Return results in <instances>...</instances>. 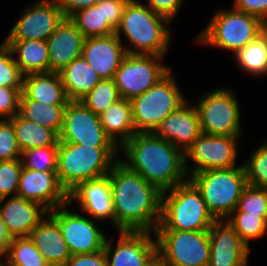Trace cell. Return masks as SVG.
I'll return each mask as SVG.
<instances>
[{
  "label": "cell",
  "mask_w": 267,
  "mask_h": 266,
  "mask_svg": "<svg viewBox=\"0 0 267 266\" xmlns=\"http://www.w3.org/2000/svg\"><path fill=\"white\" fill-rule=\"evenodd\" d=\"M119 232L154 233L161 219L162 192L118 160L107 175Z\"/></svg>",
  "instance_id": "cell-1"
},
{
  "label": "cell",
  "mask_w": 267,
  "mask_h": 266,
  "mask_svg": "<svg viewBox=\"0 0 267 266\" xmlns=\"http://www.w3.org/2000/svg\"><path fill=\"white\" fill-rule=\"evenodd\" d=\"M119 152L123 164L161 192L189 180L185 153L153 132L135 133Z\"/></svg>",
  "instance_id": "cell-2"
},
{
  "label": "cell",
  "mask_w": 267,
  "mask_h": 266,
  "mask_svg": "<svg viewBox=\"0 0 267 266\" xmlns=\"http://www.w3.org/2000/svg\"><path fill=\"white\" fill-rule=\"evenodd\" d=\"M169 23L172 22L165 16L155 13L137 0H130L115 34L121 41V35L127 38L129 47L124 46L127 54L165 57L172 37Z\"/></svg>",
  "instance_id": "cell-3"
},
{
  "label": "cell",
  "mask_w": 267,
  "mask_h": 266,
  "mask_svg": "<svg viewBox=\"0 0 267 266\" xmlns=\"http://www.w3.org/2000/svg\"><path fill=\"white\" fill-rule=\"evenodd\" d=\"M118 154L119 148H93L59 141L58 179L69 194L82 182L107 176L120 159Z\"/></svg>",
  "instance_id": "cell-4"
},
{
  "label": "cell",
  "mask_w": 267,
  "mask_h": 266,
  "mask_svg": "<svg viewBox=\"0 0 267 266\" xmlns=\"http://www.w3.org/2000/svg\"><path fill=\"white\" fill-rule=\"evenodd\" d=\"M214 221L190 180L162 192L161 219L156 229L208 231Z\"/></svg>",
  "instance_id": "cell-5"
},
{
  "label": "cell",
  "mask_w": 267,
  "mask_h": 266,
  "mask_svg": "<svg viewBox=\"0 0 267 266\" xmlns=\"http://www.w3.org/2000/svg\"><path fill=\"white\" fill-rule=\"evenodd\" d=\"M200 191L208 212L215 220L226 219L236 208L248 185L243 164L228 169H213L189 176Z\"/></svg>",
  "instance_id": "cell-6"
},
{
  "label": "cell",
  "mask_w": 267,
  "mask_h": 266,
  "mask_svg": "<svg viewBox=\"0 0 267 266\" xmlns=\"http://www.w3.org/2000/svg\"><path fill=\"white\" fill-rule=\"evenodd\" d=\"M267 29L259 18L232 7L218 9L195 41L233 51L235 55Z\"/></svg>",
  "instance_id": "cell-7"
},
{
  "label": "cell",
  "mask_w": 267,
  "mask_h": 266,
  "mask_svg": "<svg viewBox=\"0 0 267 266\" xmlns=\"http://www.w3.org/2000/svg\"><path fill=\"white\" fill-rule=\"evenodd\" d=\"M173 75L171 70L150 89L130 100L136 133L154 132L170 113L187 101Z\"/></svg>",
  "instance_id": "cell-8"
},
{
  "label": "cell",
  "mask_w": 267,
  "mask_h": 266,
  "mask_svg": "<svg viewBox=\"0 0 267 266\" xmlns=\"http://www.w3.org/2000/svg\"><path fill=\"white\" fill-rule=\"evenodd\" d=\"M154 237L163 266H208L209 231L156 229Z\"/></svg>",
  "instance_id": "cell-9"
},
{
  "label": "cell",
  "mask_w": 267,
  "mask_h": 266,
  "mask_svg": "<svg viewBox=\"0 0 267 266\" xmlns=\"http://www.w3.org/2000/svg\"><path fill=\"white\" fill-rule=\"evenodd\" d=\"M196 103L201 131L208 135L241 136L240 107L235 92L217 88Z\"/></svg>",
  "instance_id": "cell-10"
},
{
  "label": "cell",
  "mask_w": 267,
  "mask_h": 266,
  "mask_svg": "<svg viewBox=\"0 0 267 266\" xmlns=\"http://www.w3.org/2000/svg\"><path fill=\"white\" fill-rule=\"evenodd\" d=\"M163 60L158 55L127 54L114 77L120 97L131 100L165 77L171 68Z\"/></svg>",
  "instance_id": "cell-11"
},
{
  "label": "cell",
  "mask_w": 267,
  "mask_h": 266,
  "mask_svg": "<svg viewBox=\"0 0 267 266\" xmlns=\"http://www.w3.org/2000/svg\"><path fill=\"white\" fill-rule=\"evenodd\" d=\"M239 137L202 133L185 152L188 176L207 170L237 167ZM188 160L193 162L190 167Z\"/></svg>",
  "instance_id": "cell-12"
},
{
  "label": "cell",
  "mask_w": 267,
  "mask_h": 266,
  "mask_svg": "<svg viewBox=\"0 0 267 266\" xmlns=\"http://www.w3.org/2000/svg\"><path fill=\"white\" fill-rule=\"evenodd\" d=\"M69 205L67 203L57 207L49 211V214L57 222L71 255L103 250L107 237L96 224V220L89 218L88 215L85 217V215L70 211Z\"/></svg>",
  "instance_id": "cell-13"
},
{
  "label": "cell",
  "mask_w": 267,
  "mask_h": 266,
  "mask_svg": "<svg viewBox=\"0 0 267 266\" xmlns=\"http://www.w3.org/2000/svg\"><path fill=\"white\" fill-rule=\"evenodd\" d=\"M59 141L93 148H118L103 130L99 115L80 101L68 102Z\"/></svg>",
  "instance_id": "cell-14"
},
{
  "label": "cell",
  "mask_w": 267,
  "mask_h": 266,
  "mask_svg": "<svg viewBox=\"0 0 267 266\" xmlns=\"http://www.w3.org/2000/svg\"><path fill=\"white\" fill-rule=\"evenodd\" d=\"M58 0H37L27 7L5 40H44L64 20Z\"/></svg>",
  "instance_id": "cell-15"
},
{
  "label": "cell",
  "mask_w": 267,
  "mask_h": 266,
  "mask_svg": "<svg viewBox=\"0 0 267 266\" xmlns=\"http://www.w3.org/2000/svg\"><path fill=\"white\" fill-rule=\"evenodd\" d=\"M17 196L37 202L48 211L69 203V194L62 187L56 171H38L23 167Z\"/></svg>",
  "instance_id": "cell-16"
},
{
  "label": "cell",
  "mask_w": 267,
  "mask_h": 266,
  "mask_svg": "<svg viewBox=\"0 0 267 266\" xmlns=\"http://www.w3.org/2000/svg\"><path fill=\"white\" fill-rule=\"evenodd\" d=\"M118 235L115 250L112 240L105 243L108 266H147L157 256L156 239L151 233L118 232Z\"/></svg>",
  "instance_id": "cell-17"
},
{
  "label": "cell",
  "mask_w": 267,
  "mask_h": 266,
  "mask_svg": "<svg viewBox=\"0 0 267 266\" xmlns=\"http://www.w3.org/2000/svg\"><path fill=\"white\" fill-rule=\"evenodd\" d=\"M208 231V266H248L250 247L243 242L226 219L215 220Z\"/></svg>",
  "instance_id": "cell-18"
},
{
  "label": "cell",
  "mask_w": 267,
  "mask_h": 266,
  "mask_svg": "<svg viewBox=\"0 0 267 266\" xmlns=\"http://www.w3.org/2000/svg\"><path fill=\"white\" fill-rule=\"evenodd\" d=\"M188 100L170 113L153 132L184 153L202 134L197 109Z\"/></svg>",
  "instance_id": "cell-19"
},
{
  "label": "cell",
  "mask_w": 267,
  "mask_h": 266,
  "mask_svg": "<svg viewBox=\"0 0 267 266\" xmlns=\"http://www.w3.org/2000/svg\"><path fill=\"white\" fill-rule=\"evenodd\" d=\"M124 46L115 33L85 38L81 56L102 79H111L127 55Z\"/></svg>",
  "instance_id": "cell-20"
},
{
  "label": "cell",
  "mask_w": 267,
  "mask_h": 266,
  "mask_svg": "<svg viewBox=\"0 0 267 266\" xmlns=\"http://www.w3.org/2000/svg\"><path fill=\"white\" fill-rule=\"evenodd\" d=\"M77 203L83 213L96 220H108L114 227V208L109 177L80 183L69 193V204Z\"/></svg>",
  "instance_id": "cell-21"
},
{
  "label": "cell",
  "mask_w": 267,
  "mask_h": 266,
  "mask_svg": "<svg viewBox=\"0 0 267 266\" xmlns=\"http://www.w3.org/2000/svg\"><path fill=\"white\" fill-rule=\"evenodd\" d=\"M7 199V197L0 199V213L13 238L29 237L32 230L49 213L37 202L25 200L17 195Z\"/></svg>",
  "instance_id": "cell-22"
},
{
  "label": "cell",
  "mask_w": 267,
  "mask_h": 266,
  "mask_svg": "<svg viewBox=\"0 0 267 266\" xmlns=\"http://www.w3.org/2000/svg\"><path fill=\"white\" fill-rule=\"evenodd\" d=\"M85 37L69 19L58 25L47 39L49 72H59L74 59L81 57Z\"/></svg>",
  "instance_id": "cell-23"
},
{
  "label": "cell",
  "mask_w": 267,
  "mask_h": 266,
  "mask_svg": "<svg viewBox=\"0 0 267 266\" xmlns=\"http://www.w3.org/2000/svg\"><path fill=\"white\" fill-rule=\"evenodd\" d=\"M49 266H64L71 257L60 228L48 213L29 235Z\"/></svg>",
  "instance_id": "cell-24"
},
{
  "label": "cell",
  "mask_w": 267,
  "mask_h": 266,
  "mask_svg": "<svg viewBox=\"0 0 267 266\" xmlns=\"http://www.w3.org/2000/svg\"><path fill=\"white\" fill-rule=\"evenodd\" d=\"M106 135L120 149L135 133L130 100L120 98L99 115Z\"/></svg>",
  "instance_id": "cell-25"
},
{
  "label": "cell",
  "mask_w": 267,
  "mask_h": 266,
  "mask_svg": "<svg viewBox=\"0 0 267 266\" xmlns=\"http://www.w3.org/2000/svg\"><path fill=\"white\" fill-rule=\"evenodd\" d=\"M59 74L69 101H80L102 79L82 56L65 66Z\"/></svg>",
  "instance_id": "cell-26"
},
{
  "label": "cell",
  "mask_w": 267,
  "mask_h": 266,
  "mask_svg": "<svg viewBox=\"0 0 267 266\" xmlns=\"http://www.w3.org/2000/svg\"><path fill=\"white\" fill-rule=\"evenodd\" d=\"M22 93L28 99L46 104H68L69 102L59 72L25 75Z\"/></svg>",
  "instance_id": "cell-27"
},
{
  "label": "cell",
  "mask_w": 267,
  "mask_h": 266,
  "mask_svg": "<svg viewBox=\"0 0 267 266\" xmlns=\"http://www.w3.org/2000/svg\"><path fill=\"white\" fill-rule=\"evenodd\" d=\"M22 74L49 72L48 44L44 40H5Z\"/></svg>",
  "instance_id": "cell-28"
},
{
  "label": "cell",
  "mask_w": 267,
  "mask_h": 266,
  "mask_svg": "<svg viewBox=\"0 0 267 266\" xmlns=\"http://www.w3.org/2000/svg\"><path fill=\"white\" fill-rule=\"evenodd\" d=\"M8 120L14 127L21 152L59 144V135L54 130L31 122L23 118L19 113Z\"/></svg>",
  "instance_id": "cell-29"
},
{
  "label": "cell",
  "mask_w": 267,
  "mask_h": 266,
  "mask_svg": "<svg viewBox=\"0 0 267 266\" xmlns=\"http://www.w3.org/2000/svg\"><path fill=\"white\" fill-rule=\"evenodd\" d=\"M67 104H46L28 99L23 93L20 97L19 114L38 125L54 130L58 135L62 129Z\"/></svg>",
  "instance_id": "cell-30"
},
{
  "label": "cell",
  "mask_w": 267,
  "mask_h": 266,
  "mask_svg": "<svg viewBox=\"0 0 267 266\" xmlns=\"http://www.w3.org/2000/svg\"><path fill=\"white\" fill-rule=\"evenodd\" d=\"M233 57L237 66L248 75L267 77V29Z\"/></svg>",
  "instance_id": "cell-31"
},
{
  "label": "cell",
  "mask_w": 267,
  "mask_h": 266,
  "mask_svg": "<svg viewBox=\"0 0 267 266\" xmlns=\"http://www.w3.org/2000/svg\"><path fill=\"white\" fill-rule=\"evenodd\" d=\"M85 38L103 37L115 33V30L103 19L102 0L96 5L87 7L69 18Z\"/></svg>",
  "instance_id": "cell-32"
},
{
  "label": "cell",
  "mask_w": 267,
  "mask_h": 266,
  "mask_svg": "<svg viewBox=\"0 0 267 266\" xmlns=\"http://www.w3.org/2000/svg\"><path fill=\"white\" fill-rule=\"evenodd\" d=\"M4 261L8 266H49L29 237L13 238Z\"/></svg>",
  "instance_id": "cell-33"
},
{
  "label": "cell",
  "mask_w": 267,
  "mask_h": 266,
  "mask_svg": "<svg viewBox=\"0 0 267 266\" xmlns=\"http://www.w3.org/2000/svg\"><path fill=\"white\" fill-rule=\"evenodd\" d=\"M114 78L101 81L80 102L97 115L120 99Z\"/></svg>",
  "instance_id": "cell-34"
},
{
  "label": "cell",
  "mask_w": 267,
  "mask_h": 266,
  "mask_svg": "<svg viewBox=\"0 0 267 266\" xmlns=\"http://www.w3.org/2000/svg\"><path fill=\"white\" fill-rule=\"evenodd\" d=\"M226 220L248 247L250 240L259 239L267 233V223L259 215L232 212Z\"/></svg>",
  "instance_id": "cell-35"
},
{
  "label": "cell",
  "mask_w": 267,
  "mask_h": 266,
  "mask_svg": "<svg viewBox=\"0 0 267 266\" xmlns=\"http://www.w3.org/2000/svg\"><path fill=\"white\" fill-rule=\"evenodd\" d=\"M233 212L259 215L267 223V188L248 184L239 198L237 208Z\"/></svg>",
  "instance_id": "cell-36"
},
{
  "label": "cell",
  "mask_w": 267,
  "mask_h": 266,
  "mask_svg": "<svg viewBox=\"0 0 267 266\" xmlns=\"http://www.w3.org/2000/svg\"><path fill=\"white\" fill-rule=\"evenodd\" d=\"M58 145L33 148L22 152L23 167L38 171H57Z\"/></svg>",
  "instance_id": "cell-37"
},
{
  "label": "cell",
  "mask_w": 267,
  "mask_h": 266,
  "mask_svg": "<svg viewBox=\"0 0 267 266\" xmlns=\"http://www.w3.org/2000/svg\"><path fill=\"white\" fill-rule=\"evenodd\" d=\"M243 166L249 185L267 188V142L256 148Z\"/></svg>",
  "instance_id": "cell-38"
},
{
  "label": "cell",
  "mask_w": 267,
  "mask_h": 266,
  "mask_svg": "<svg viewBox=\"0 0 267 266\" xmlns=\"http://www.w3.org/2000/svg\"><path fill=\"white\" fill-rule=\"evenodd\" d=\"M24 75L15 63L10 45L4 40L0 44V86L23 88Z\"/></svg>",
  "instance_id": "cell-39"
},
{
  "label": "cell",
  "mask_w": 267,
  "mask_h": 266,
  "mask_svg": "<svg viewBox=\"0 0 267 266\" xmlns=\"http://www.w3.org/2000/svg\"><path fill=\"white\" fill-rule=\"evenodd\" d=\"M22 169L21 159L0 161V199L17 195Z\"/></svg>",
  "instance_id": "cell-40"
},
{
  "label": "cell",
  "mask_w": 267,
  "mask_h": 266,
  "mask_svg": "<svg viewBox=\"0 0 267 266\" xmlns=\"http://www.w3.org/2000/svg\"><path fill=\"white\" fill-rule=\"evenodd\" d=\"M15 130L8 119H0V161L21 159Z\"/></svg>",
  "instance_id": "cell-41"
},
{
  "label": "cell",
  "mask_w": 267,
  "mask_h": 266,
  "mask_svg": "<svg viewBox=\"0 0 267 266\" xmlns=\"http://www.w3.org/2000/svg\"><path fill=\"white\" fill-rule=\"evenodd\" d=\"M22 89L0 86V119H10L19 113Z\"/></svg>",
  "instance_id": "cell-42"
},
{
  "label": "cell",
  "mask_w": 267,
  "mask_h": 266,
  "mask_svg": "<svg viewBox=\"0 0 267 266\" xmlns=\"http://www.w3.org/2000/svg\"><path fill=\"white\" fill-rule=\"evenodd\" d=\"M130 0H102L103 19L116 31L126 5Z\"/></svg>",
  "instance_id": "cell-43"
},
{
  "label": "cell",
  "mask_w": 267,
  "mask_h": 266,
  "mask_svg": "<svg viewBox=\"0 0 267 266\" xmlns=\"http://www.w3.org/2000/svg\"><path fill=\"white\" fill-rule=\"evenodd\" d=\"M233 7L255 16L267 25V0H233Z\"/></svg>",
  "instance_id": "cell-44"
},
{
  "label": "cell",
  "mask_w": 267,
  "mask_h": 266,
  "mask_svg": "<svg viewBox=\"0 0 267 266\" xmlns=\"http://www.w3.org/2000/svg\"><path fill=\"white\" fill-rule=\"evenodd\" d=\"M147 4H144L151 8L155 13L168 18L171 22L174 20L176 14H178L182 7V1L184 0H146Z\"/></svg>",
  "instance_id": "cell-45"
},
{
  "label": "cell",
  "mask_w": 267,
  "mask_h": 266,
  "mask_svg": "<svg viewBox=\"0 0 267 266\" xmlns=\"http://www.w3.org/2000/svg\"><path fill=\"white\" fill-rule=\"evenodd\" d=\"M64 266H108L104 249L89 254L71 255Z\"/></svg>",
  "instance_id": "cell-46"
},
{
  "label": "cell",
  "mask_w": 267,
  "mask_h": 266,
  "mask_svg": "<svg viewBox=\"0 0 267 266\" xmlns=\"http://www.w3.org/2000/svg\"><path fill=\"white\" fill-rule=\"evenodd\" d=\"M100 0H58L65 18H70L76 12L96 5Z\"/></svg>",
  "instance_id": "cell-47"
},
{
  "label": "cell",
  "mask_w": 267,
  "mask_h": 266,
  "mask_svg": "<svg viewBox=\"0 0 267 266\" xmlns=\"http://www.w3.org/2000/svg\"><path fill=\"white\" fill-rule=\"evenodd\" d=\"M13 241L12 235L9 233L7 226L3 222L1 213H0V256L4 258L6 257L9 246Z\"/></svg>",
  "instance_id": "cell-48"
},
{
  "label": "cell",
  "mask_w": 267,
  "mask_h": 266,
  "mask_svg": "<svg viewBox=\"0 0 267 266\" xmlns=\"http://www.w3.org/2000/svg\"><path fill=\"white\" fill-rule=\"evenodd\" d=\"M147 266H163V265L158 256H156Z\"/></svg>",
  "instance_id": "cell-49"
},
{
  "label": "cell",
  "mask_w": 267,
  "mask_h": 266,
  "mask_svg": "<svg viewBox=\"0 0 267 266\" xmlns=\"http://www.w3.org/2000/svg\"><path fill=\"white\" fill-rule=\"evenodd\" d=\"M2 258H4V257H1V256H0V259H2ZM0 266H8V265H7V262H4V263H3V262L0 260Z\"/></svg>",
  "instance_id": "cell-50"
}]
</instances>
